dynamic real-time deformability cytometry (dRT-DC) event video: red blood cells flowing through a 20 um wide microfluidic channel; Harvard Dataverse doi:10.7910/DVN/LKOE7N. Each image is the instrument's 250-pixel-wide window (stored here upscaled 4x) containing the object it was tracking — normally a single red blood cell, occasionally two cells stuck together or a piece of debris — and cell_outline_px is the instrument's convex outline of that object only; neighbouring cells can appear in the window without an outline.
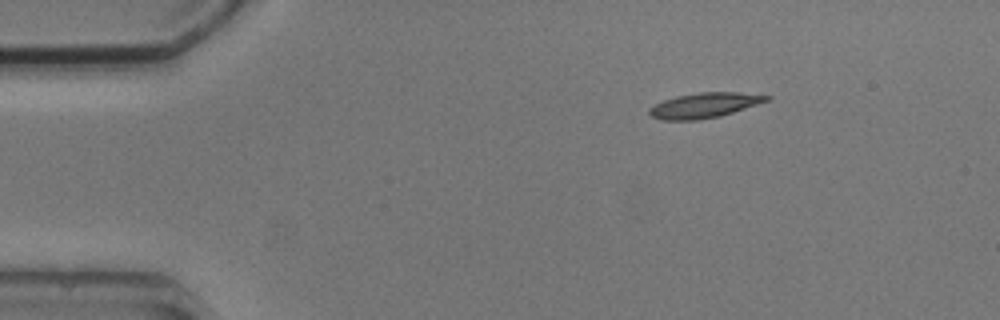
{"species": "common noctule bat (a hibernating species)", "species_latin": "Nyctalus noctula", "temperature_condition": "cold", "stored_images_in_passage": 2, "camera_frame_rate_fps": 3000, "um_per_image_px": 0.085, "animal": {"sex": "male", "body_mass_g": 20.5, "forearm_length_mm": 52.5}, "frame": {"image": 1, "passage_image": 1, "time_ms": 0.0, "image_size_px": [1000, 320], "cell_outline_px": [[772, 96], [768, 100], [720, 116], [700, 120], [660, 120], [652, 116], [648, 112], [648, 108], [664, 100], [676, 96], [700, 92], [736, 92]], "centroid_in_image_um": [59.82, 8.95], "position_along_channel_um": 25.2, "area_um2": 16.94}}